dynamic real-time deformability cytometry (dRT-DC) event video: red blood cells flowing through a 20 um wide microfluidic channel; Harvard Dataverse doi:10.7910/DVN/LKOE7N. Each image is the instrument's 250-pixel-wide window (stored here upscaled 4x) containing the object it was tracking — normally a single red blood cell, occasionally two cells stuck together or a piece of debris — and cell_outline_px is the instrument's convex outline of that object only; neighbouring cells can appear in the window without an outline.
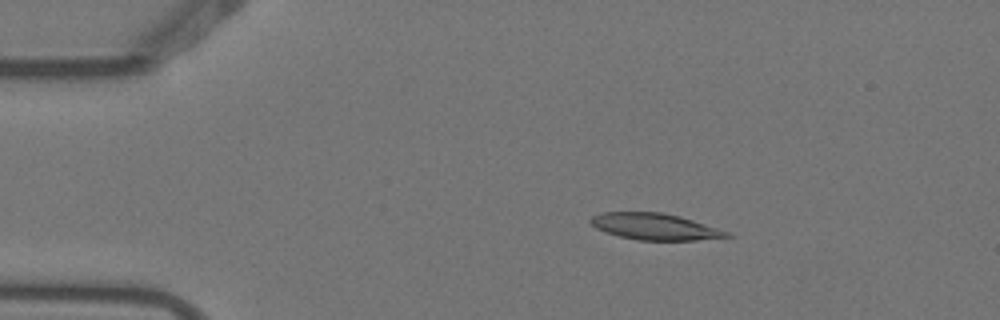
{"species": "Egyptian fruit bat (a non-hibernating species)", "species_latin": "Rousettus aegyptiacus", "temperature_condition": "warm", "stored_images_in_passage": 7, "camera_frame_rate_fps": 3000, "um_per_image_px": 0.085, "animal": {"sex": "female"}, "frame": {"image": 1, "passage_image": 1, "time_ms": 0.0, "image_size_px": [1000, 320], "cell_outline_px": [[736, 236], [696, 240], [636, 240], [604, 232], [596, 228], [588, 220], [592, 216], [600, 212], [660, 212], [680, 216], [728, 232]], "centroid_in_image_um": [55.62, 19.26], "position_along_channel_um": 29.4, "area_um2": 20.92}}
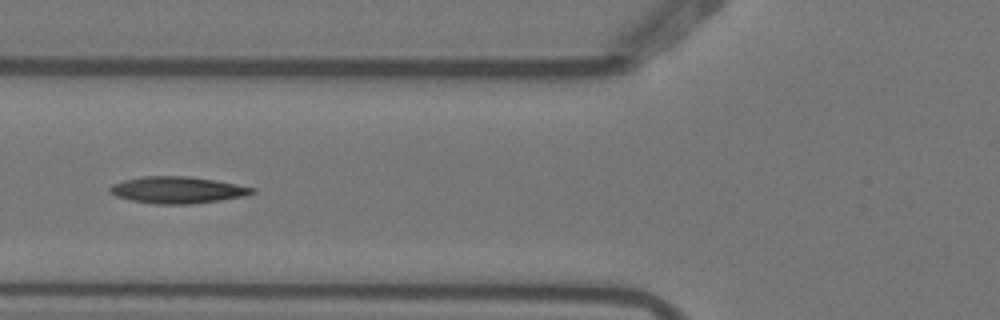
{"frame": {"image": 2, "passage_image": 4, "time_ms": 1.0, "image_size_px": [1000, 320], "cell_outline_px": [[256, 192], [248, 196], [192, 204], [156, 204], [132, 200], [116, 196], [108, 192], [108, 188], [112, 184], [124, 180], [144, 176], [188, 176], [216, 180], [256, 188]], "centroid_in_image_um": [15.11, 16.15], "position_along_channel_um": 110.7, "area_um2": 22.31}}
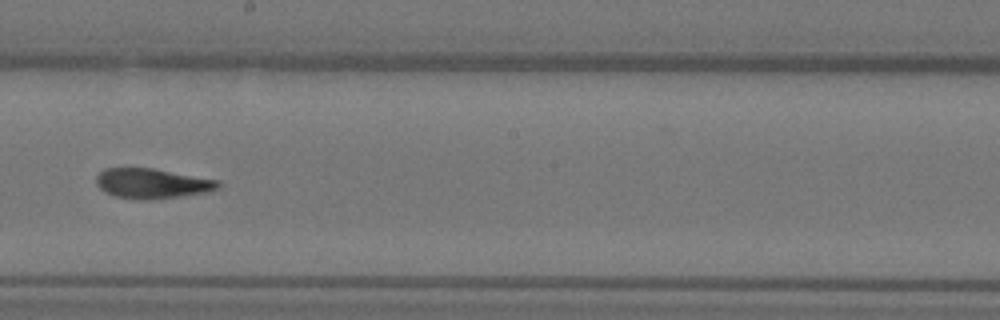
{"frame": {"image": 3, "passage_image": 7, "time_ms": 2.0, "image_size_px": [1000, 320], "cell_outline_px": [[220, 188], [212, 192], [152, 200], [140, 200], [116, 196], [104, 192], [96, 184], [96, 176], [104, 168], [152, 168], [220, 180]], "centroid_in_image_um": [12.97, 15.6], "position_along_channel_um": 235.2, "area_um2": 21.62}}